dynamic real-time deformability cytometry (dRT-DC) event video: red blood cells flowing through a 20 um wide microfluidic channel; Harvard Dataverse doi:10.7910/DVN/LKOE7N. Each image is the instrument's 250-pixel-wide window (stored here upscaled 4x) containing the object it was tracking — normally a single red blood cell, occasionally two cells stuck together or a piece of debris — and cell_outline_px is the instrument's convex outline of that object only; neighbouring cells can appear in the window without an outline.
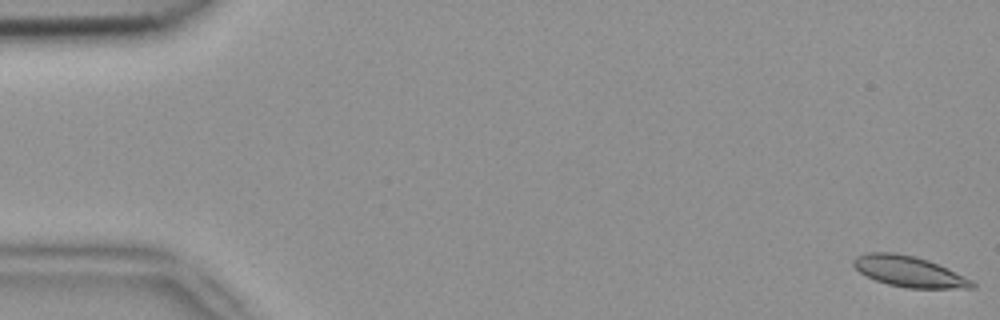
{"species": "common noctule bat (a hibernating species)", "species_latin": "Nyctalus noctula", "temperature_condition": "room temperature", "stored_images_in_passage": 52, "camera_frame_rate_fps": 3000, "um_per_image_px": 0.085, "animal": {"sex": "female", "body_mass_g": 18.4}, "frame": {"image": 1, "passage_image": 1, "time_ms": 0.0, "image_size_px": [1000, 320], "cell_outline_px": [[976, 288], [908, 288], [888, 284], [876, 280], [860, 272], [852, 264], [852, 260], [856, 256], [864, 252], [892, 252], [916, 256], [928, 260], [948, 268], [972, 280], [976, 284]], "centroid_in_image_um": [77.27, 23.06], "position_along_channel_um": 7.7, "area_um2": 21.33}}
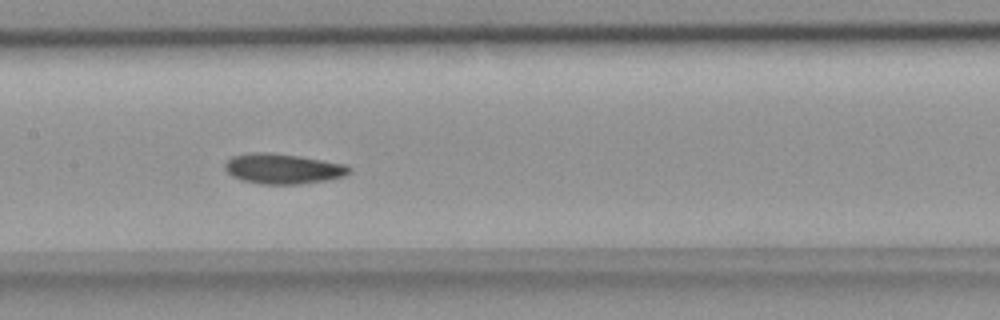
{"frame": {"image": 2, "passage_image": 26, "time_ms": 8.333, "image_size_px": [1000, 320], "cell_outline_px": [[352, 172], [344, 176], [324, 180], [300, 184], [260, 184], [240, 180], [232, 176], [224, 168], [224, 164], [232, 156], [248, 152], [268, 152], [296, 156], [344, 164], [352, 168]], "centroid_in_image_um": [24.01, 14.34], "position_along_channel_um": 183.4, "area_um2": 21.79}}
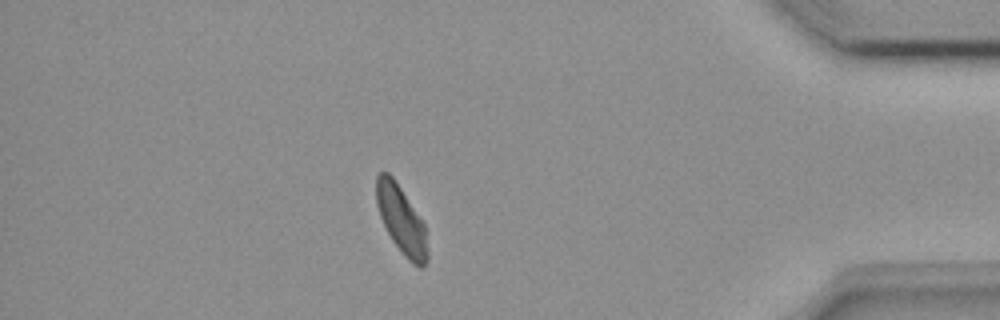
{"frame": {"image": 3, "passage_image": 46, "time_ms": 15.0, "image_size_px": [1000, 320], "cell_outline_px": [[428, 260], [420, 268], [412, 264], [404, 256], [392, 240], [380, 216], [376, 204], [376, 176], [380, 172], [388, 172], [392, 176], [424, 224], [428, 252]], "centroid_in_image_um": [34.1, 18.71], "position_along_channel_um": 401.1, "area_um2": 19.88}, "authors_computed_cell_mechanics": {"area_um2": 21.2704, "velocity_mm_per_s": 3.8769, "shape_relaxation_time_tau1_ms": 5.6601, "shape_relaxation_time_tau2_ms": 6.2737, "deformation_change_tau1": 0.1357, "deformation_change_tau2": 0.1068}}